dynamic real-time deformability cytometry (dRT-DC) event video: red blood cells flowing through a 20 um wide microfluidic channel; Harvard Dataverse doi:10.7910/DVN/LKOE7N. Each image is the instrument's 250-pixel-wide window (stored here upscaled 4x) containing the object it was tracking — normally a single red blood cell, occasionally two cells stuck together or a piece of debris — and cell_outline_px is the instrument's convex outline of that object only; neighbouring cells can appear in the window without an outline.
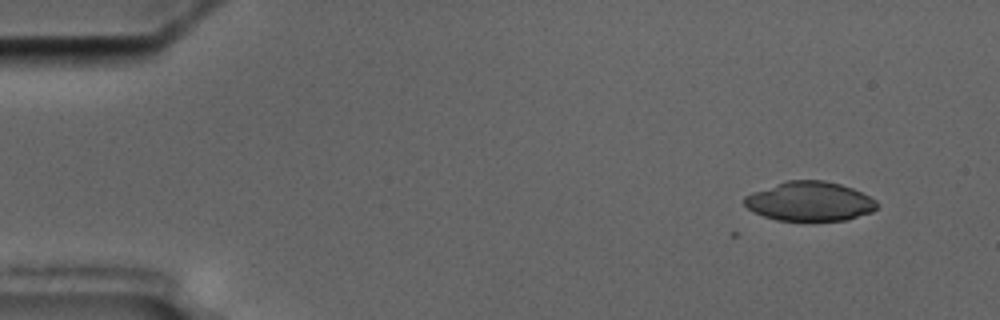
{"species": "common noctule bat (a hibernating species)", "species_latin": "Nyctalus noctula", "temperature_condition": "cold", "stored_images_in_passage": 5, "camera_frame_rate_fps": 3000, "um_per_image_px": 0.085, "animal": {"sex": "male", "body_mass_g": 17.5, "forearm_length_mm": 52.3}, "frame": {"image": 1, "passage_image": 2, "time_ms": 1.333, "image_size_px": [1000, 320], "cell_outline_px": [[880, 204], [872, 212], [848, 220], [776, 220], [764, 216], [748, 208], [744, 204], [744, 196], [752, 192], [788, 180], [824, 180], [840, 184], [852, 188], [876, 200]], "centroid_in_image_um": [68.85, 17.11], "position_along_channel_um": 16.2, "area_um2": 30.23}}